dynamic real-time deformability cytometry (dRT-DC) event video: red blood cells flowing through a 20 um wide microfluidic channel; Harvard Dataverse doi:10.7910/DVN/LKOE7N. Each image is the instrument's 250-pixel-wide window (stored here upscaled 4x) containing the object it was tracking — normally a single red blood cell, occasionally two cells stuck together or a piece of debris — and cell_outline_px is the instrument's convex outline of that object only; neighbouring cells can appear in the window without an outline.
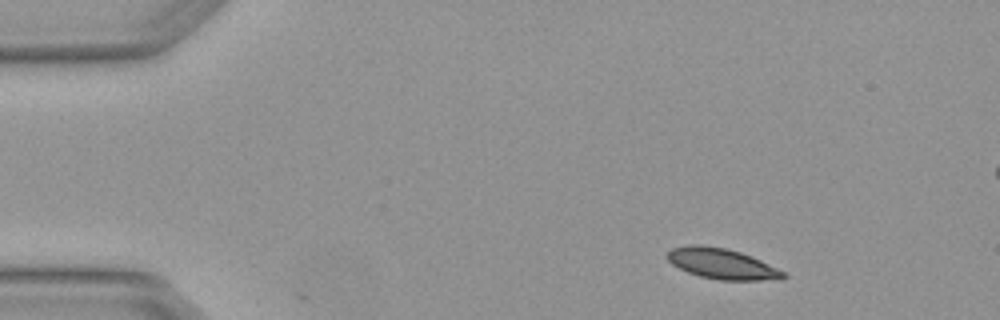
{"species": "Egyptian fruit bat (a non-hibernating species)", "species_latin": "Rousettus aegyptiacus", "temperature_condition": "warm", "stored_images_in_passage": 4, "segment_of_instrument_passage": [1, 2], "camera_frame_rate_fps": 3000, "um_per_image_px": 0.085, "animal": {"sex": "female"}, "frame": {"image": 1, "passage_image": 1, "time_ms": 0.0, "image_size_px": [1000, 320], "cell_outline_px": [[788, 276], [760, 280], [720, 280], [700, 276], [688, 272], [672, 264], [664, 256], [672, 248], [688, 244], [700, 244], [728, 248], [752, 256], [784, 272]], "centroid_in_image_um": [61.28, 22.39], "position_along_channel_um": 23.7, "area_um2": 20.52}}